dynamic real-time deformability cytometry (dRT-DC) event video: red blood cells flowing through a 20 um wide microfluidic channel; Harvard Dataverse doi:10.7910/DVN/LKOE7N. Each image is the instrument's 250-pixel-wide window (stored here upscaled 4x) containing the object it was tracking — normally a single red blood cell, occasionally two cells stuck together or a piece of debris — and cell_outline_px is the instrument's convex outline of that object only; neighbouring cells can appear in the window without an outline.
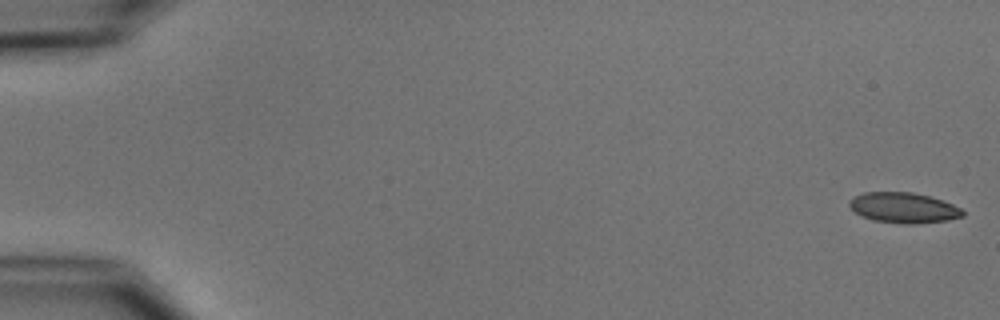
{"species": "common noctule bat (a hibernating species)", "species_latin": "Nyctalus noctula", "temperature_condition": "cold", "stored_images_in_passage": 54, "camera_frame_rate_fps": 3000, "um_per_image_px": 0.085, "animal": {"sex": "male", "body_mass_g": 15.6}, "frame": {"image": 1, "passage_image": 1, "time_ms": 0.0, "image_size_px": [1000, 320], "cell_outline_px": [[964, 216], [948, 220], [916, 224], [900, 224], [872, 220], [856, 212], [848, 204], [848, 200], [864, 192], [912, 192], [928, 196], [952, 204], [960, 208], [964, 212]], "centroid_in_image_um": [76.8, 17.67], "position_along_channel_um": 8.2, "area_um2": 20.0}}
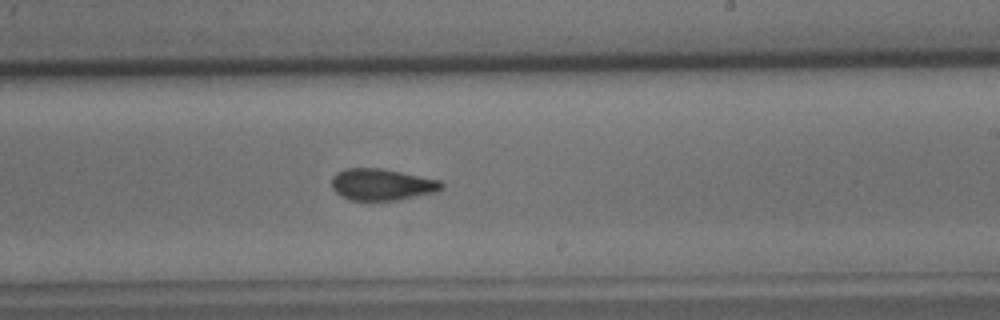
{"frame": {"image": 2, "passage_image": 33, "time_ms": 10.667, "image_size_px": [1000, 320], "cell_outline_px": [[444, 188], [436, 192], [396, 200], [348, 200], [340, 196], [332, 188], [332, 176], [336, 172], [344, 168], [380, 168], [440, 180], [444, 184]], "centroid_in_image_um": [32.43, 15.68], "position_along_channel_um": 256.6, "area_um2": 20.29}}
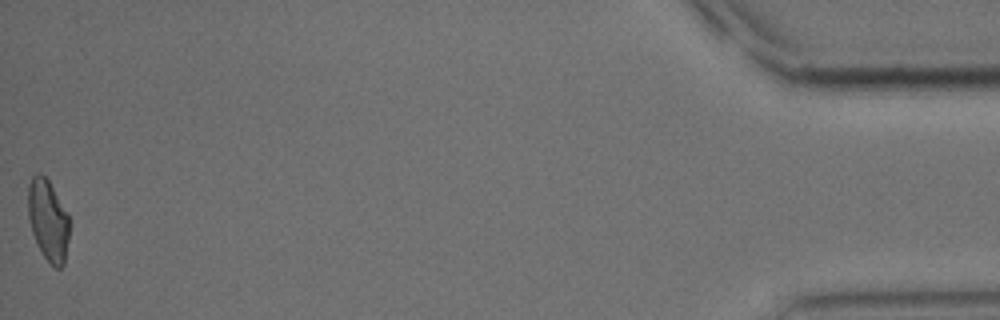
{"frame": {"image": 3, "passage_image": 54, "time_ms": 17.667, "image_size_px": [1000, 320], "cell_outline_px": [[68, 240], [64, 264], [60, 268], [56, 268], [44, 256], [32, 232], [28, 216], [28, 184], [32, 176], [36, 172], [40, 172], [48, 180], [68, 212]], "centroid_in_image_um": [4.08, 18.67], "position_along_channel_um": 431.1, "area_um2": 19.36}, "authors_computed_cell_mechanics": {"area_um2": 20.4901, "velocity_mm_per_s": 3.7564, "shape_relaxation_time_tau1_ms": 5.1899, "shape_relaxation_time_tau2_ms": 2.1549, "deformation_change_tau1": 0.1289, "deformation_change_tau2": 0.0757}}